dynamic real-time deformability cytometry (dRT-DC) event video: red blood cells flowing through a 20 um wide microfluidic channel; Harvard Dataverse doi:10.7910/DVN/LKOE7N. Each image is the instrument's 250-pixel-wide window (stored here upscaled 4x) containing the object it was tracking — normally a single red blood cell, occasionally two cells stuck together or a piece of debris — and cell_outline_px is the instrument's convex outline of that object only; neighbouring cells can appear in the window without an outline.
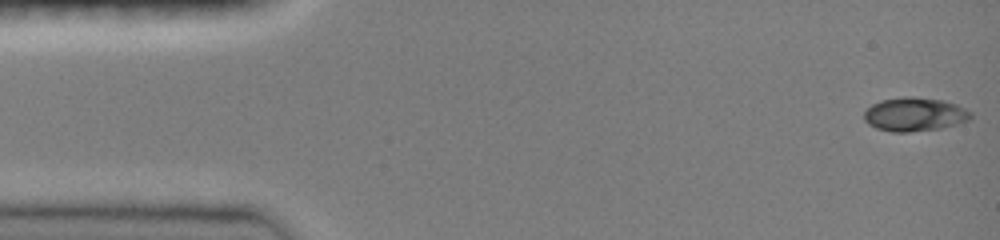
{"species": "common noctule bat (a hibernating species)", "species_latin": "Nyctalus noctula", "temperature_condition": "room temperature", "stored_images_in_passage": 62, "camera_frame_rate_fps": 3000, "um_per_image_px": 0.085, "animal": {"sex": "female", "body_mass_g": 19.0, "forearm_length_mm": 51.5}, "frame": {"image": 1, "passage_image": 1, "time_ms": 0.0, "image_size_px": [1000, 240], "cell_outline_px": [[972, 116], [968, 120], [956, 124], [940, 128], [908, 132], [892, 132], [876, 128], [868, 124], [864, 120], [864, 112], [872, 104], [880, 100], [904, 96], [912, 96], [940, 100], [956, 104], [972, 112]], "centroid_in_image_um": [77.71, 9.71], "position_along_channel_um": 7.3, "area_um2": 20.92}}
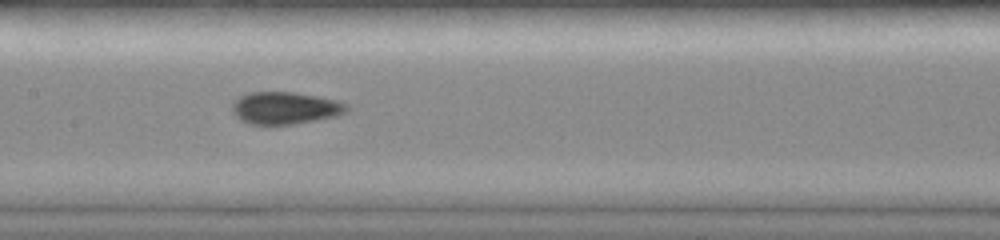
{"frame": {"image": 2, "passage_image": 36, "time_ms": 7.333, "image_size_px": [1000, 240], "cell_outline_px": [[348, 108], [344, 112], [336, 116], [316, 120], [292, 124], [248, 124], [240, 120], [232, 112], [232, 104], [240, 96], [248, 92], [292, 92], [316, 96], [336, 100], [348, 104]], "centroid_in_image_um": [24.2, 9.18], "position_along_channel_um": 183.2, "area_um2": 21.39}}
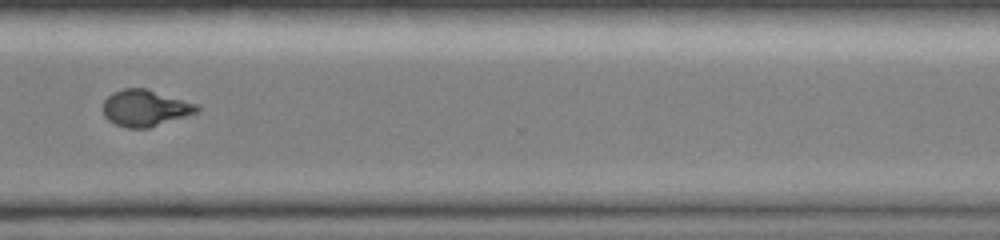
{"frame": {"image": 3, "passage_image": 61, "time_ms": 11.667, "image_size_px": [1000, 240], "cell_outline_px": [[200, 112], [148, 128], [128, 128], [116, 124], [108, 120], [104, 116], [104, 100], [112, 92], [124, 88], [148, 88], [196, 104], [200, 108]], "centroid_in_image_um": [12.35, 9.18], "position_along_channel_um": 358.2, "area_um2": 20.0}}